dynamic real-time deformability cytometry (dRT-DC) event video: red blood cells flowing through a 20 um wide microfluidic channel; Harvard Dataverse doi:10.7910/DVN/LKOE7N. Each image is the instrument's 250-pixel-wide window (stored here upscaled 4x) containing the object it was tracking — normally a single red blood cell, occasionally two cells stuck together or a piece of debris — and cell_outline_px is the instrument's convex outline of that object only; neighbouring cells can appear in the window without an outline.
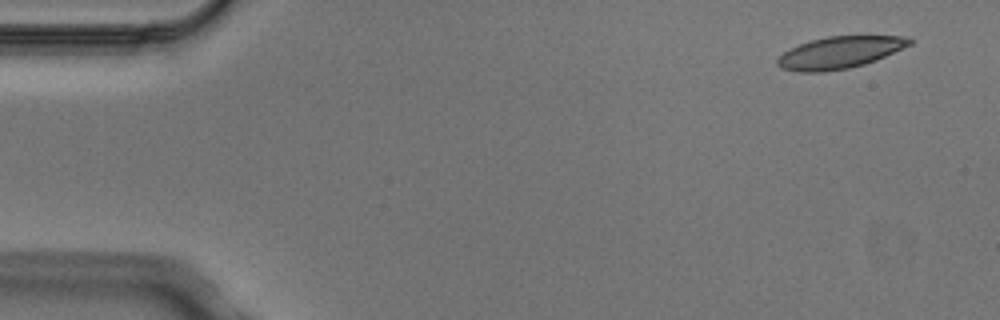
{"species": "Egyptian fruit bat (a non-hibernating species)", "species_latin": "Rousettus aegyptiacus", "temperature_condition": "cold", "stored_images_in_passage": 5, "camera_frame_rate_fps": 3000, "um_per_image_px": 0.085, "animal": {"sex": "male"}, "frame": {"image": 1, "passage_image": 1, "time_ms": 0.0, "image_size_px": [1000, 320], "cell_outline_px": [[912, 44], [876, 60], [864, 64], [848, 68], [824, 72], [800, 72], [780, 68], [776, 64], [776, 60], [784, 52], [800, 44], [812, 40], [828, 36], [908, 36], [912, 40]], "centroid_in_image_um": [71.38, 4.47], "position_along_channel_um": 13.6, "area_um2": 24.45}}